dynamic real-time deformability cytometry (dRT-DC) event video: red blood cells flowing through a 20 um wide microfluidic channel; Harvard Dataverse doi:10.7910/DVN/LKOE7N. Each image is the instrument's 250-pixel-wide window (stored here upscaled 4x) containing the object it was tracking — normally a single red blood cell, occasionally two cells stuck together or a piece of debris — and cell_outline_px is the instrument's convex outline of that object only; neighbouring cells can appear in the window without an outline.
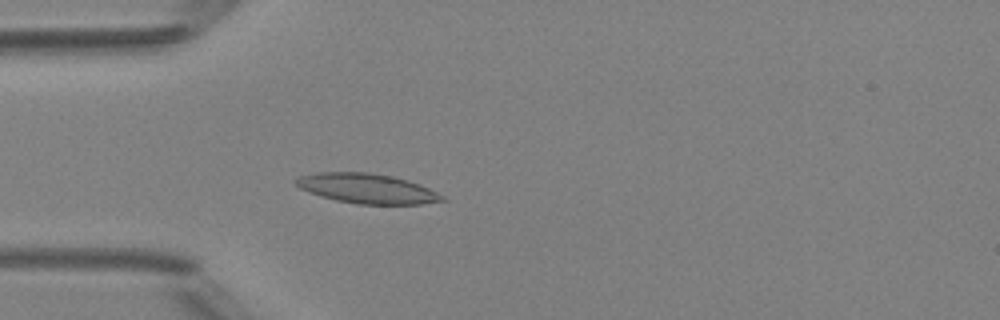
{"species": "Egyptian fruit bat (a non-hibernating species)", "species_latin": "Rousettus aegyptiacus", "temperature_condition": "room temperature", "stored_images_in_passage": 38, "camera_frame_rate_fps": 3000, "um_per_image_px": 0.085, "animal": {"sex": "female"}, "frame": {"image": 1, "passage_image": 9, "time_ms": 2.667, "image_size_px": [1000, 320], "cell_outline_px": [[448, 200], [420, 204], [356, 204], [336, 200], [320, 196], [308, 192], [300, 188], [292, 180], [300, 176], [320, 172], [368, 172], [392, 176], [408, 180], [420, 184], [444, 196]], "centroid_in_image_um": [31.19, 16.02], "position_along_channel_um": 53.8, "area_um2": 25.43}}
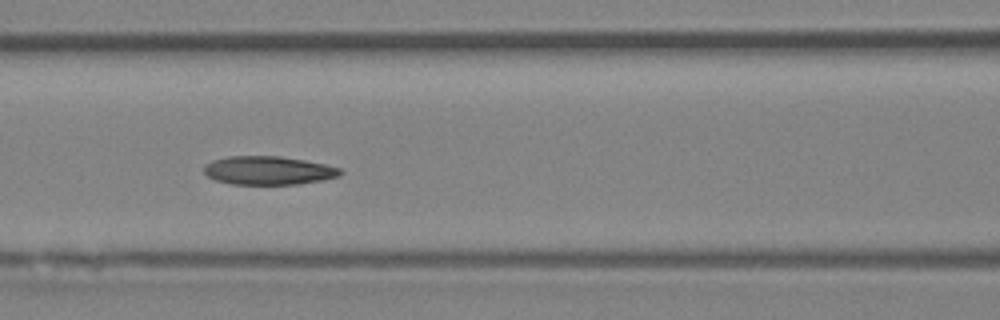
{"frame": {"image": 2, "passage_image": 16, "time_ms": 5.0, "image_size_px": [1000, 320], "cell_outline_px": [[344, 172], [340, 176], [324, 180], [296, 184], [232, 184], [216, 180], [208, 176], [204, 172], [204, 168], [212, 160], [228, 156], [280, 156], [304, 160], [324, 164], [340, 168]], "centroid_in_image_um": [22.85, 14.49], "position_along_channel_um": 143.8, "area_um2": 22.6}}
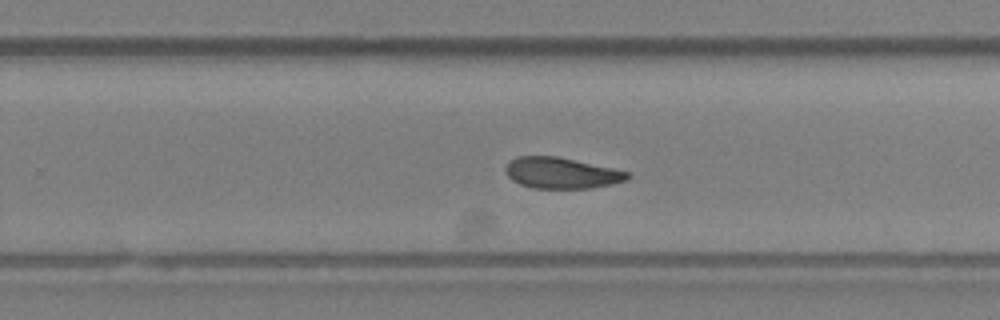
{"frame": {"image": 3, "passage_image": 26, "time_ms": 8.333, "image_size_px": [1000, 320], "cell_outline_px": [[632, 176], [628, 180], [612, 184], [588, 188], [532, 188], [520, 184], [512, 180], [508, 176], [504, 168], [508, 160], [516, 156], [556, 156], [612, 168], [628, 172]], "centroid_in_image_um": [47.69, 14.7], "position_along_channel_um": 282.1, "area_um2": 22.08}, "authors_computed_cell_mechanics": {"area_um2": 22.9755, "velocity_mm_per_s": 4.1736, "shape_relaxation_time_tau1_ms": null, "shape_relaxation_time_tau2_ms": 3.2332, "deformation_change_tau1": null, "deformation_change_tau2": 0.0872}}